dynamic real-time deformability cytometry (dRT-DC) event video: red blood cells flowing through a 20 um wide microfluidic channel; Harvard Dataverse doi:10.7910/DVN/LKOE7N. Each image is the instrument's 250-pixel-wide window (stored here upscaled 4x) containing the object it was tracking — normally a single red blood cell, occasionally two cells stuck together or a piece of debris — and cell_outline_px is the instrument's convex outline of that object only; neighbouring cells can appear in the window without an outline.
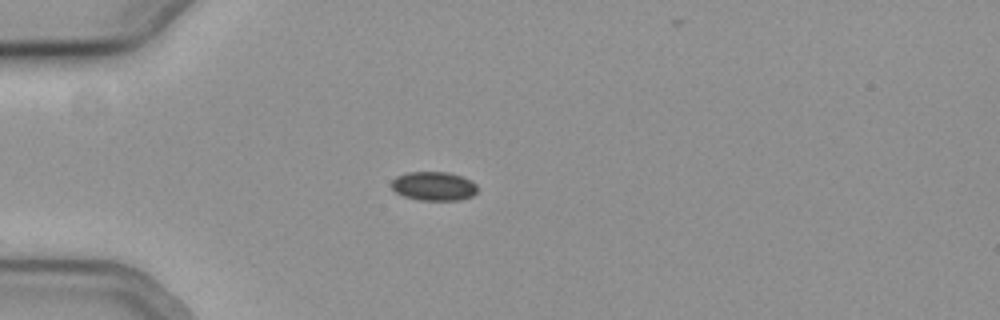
{"species": "common noctule bat (a hibernating species)", "species_latin": "Nyctalus noctula", "temperature_condition": "cold", "stored_images_in_passage": 6, "camera_frame_rate_fps": 3000, "um_per_image_px": 0.085, "animal": {"sex": "female", "body_mass_g": 19.3, "forearm_length_mm": 54.1}, "frame": {"image": 1, "passage_image": 1, "time_ms": 0.0, "image_size_px": [1000, 320], "cell_outline_px": [[476, 192], [472, 196], [460, 200], [420, 200], [404, 196], [396, 192], [392, 188], [392, 180], [396, 176], [408, 172], [448, 172], [472, 180], [476, 184]], "centroid_in_image_um": [36.87, 15.82], "position_along_channel_um": 48.1, "area_um2": 14.45}}
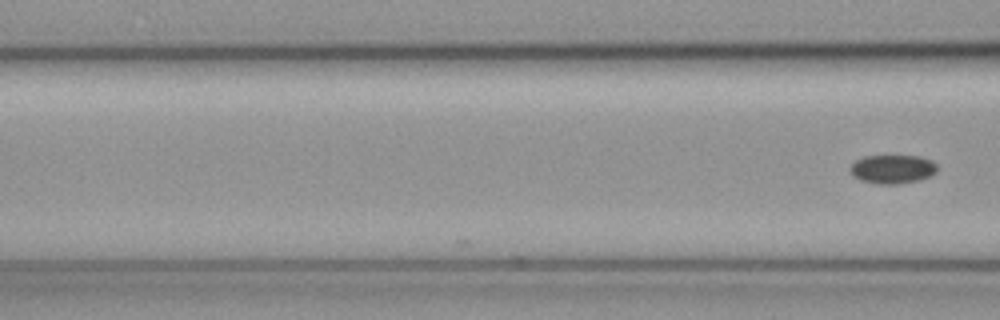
{"frame": {"image": 2, "passage_image": 6, "time_ms": 1.667, "image_size_px": [1000, 320], "cell_outline_px": [[936, 172], [920, 180], [900, 184], [880, 184], [860, 180], [852, 176], [848, 168], [856, 160], [864, 156], [920, 156], [932, 160], [936, 164]], "centroid_in_image_um": [75.84, 14.38], "position_along_channel_um": 90.8, "area_um2": 14.68}}